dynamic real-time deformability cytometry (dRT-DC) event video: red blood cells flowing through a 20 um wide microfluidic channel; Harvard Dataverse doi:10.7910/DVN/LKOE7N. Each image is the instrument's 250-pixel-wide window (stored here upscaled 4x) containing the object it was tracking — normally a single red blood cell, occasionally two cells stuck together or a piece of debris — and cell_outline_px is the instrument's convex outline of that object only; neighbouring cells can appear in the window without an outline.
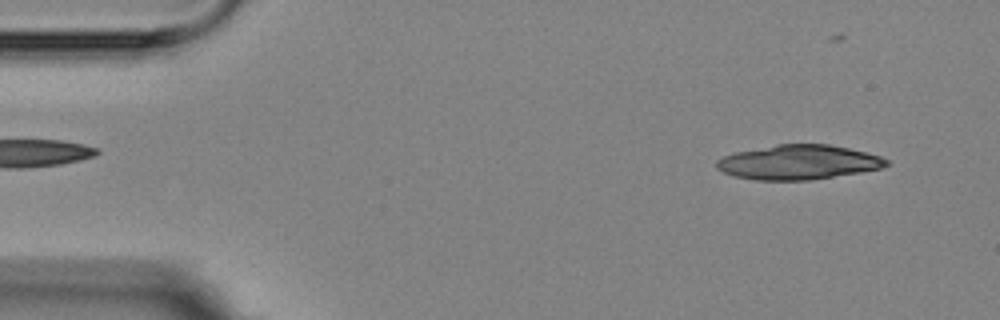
{"species": "Egyptian fruit bat (a non-hibernating species)", "species_latin": "Rousettus aegyptiacus", "temperature_condition": "room temperature", "stored_images_in_passage": 6, "segment_of_instrument_passage": [2, 2], "camera_frame_rate_fps": 3000, "um_per_image_px": 0.085, "animal": {"sex": "female"}, "frame": {"image": 1, "passage_image": 6, "time_ms": 5.667, "image_size_px": [1000, 320], "cell_outline_px": [[888, 164], [880, 168], [860, 172], [812, 180], [756, 180], [736, 176], [724, 172], [716, 168], [716, 160], [724, 156], [736, 152], [776, 144], [828, 144], [848, 148], [880, 156], [888, 160]], "centroid_in_image_um": [67.85, 13.79], "position_along_channel_um": 17.2, "area_um2": 33.93}}